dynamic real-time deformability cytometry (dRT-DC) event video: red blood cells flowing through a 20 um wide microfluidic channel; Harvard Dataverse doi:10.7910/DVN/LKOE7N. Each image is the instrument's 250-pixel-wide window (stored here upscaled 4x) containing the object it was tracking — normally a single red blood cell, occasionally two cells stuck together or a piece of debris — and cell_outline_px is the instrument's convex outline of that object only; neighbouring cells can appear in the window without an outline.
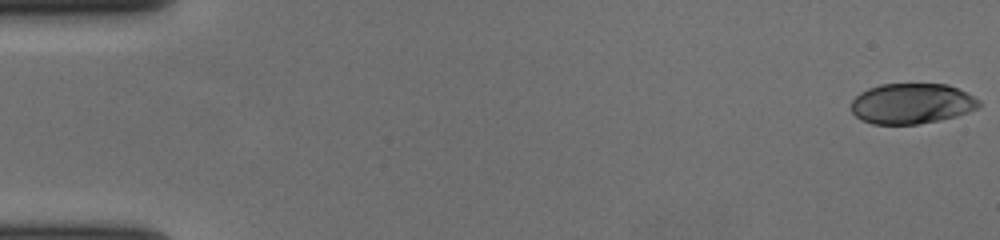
{"species": "human", "species_latin": "Homo sapiens", "temperature_condition": "cold", "stored_images_in_passage": 58, "camera_frame_rate_fps": 3000, "um_per_image_px": 0.085, "donor": {"sex": "female"}, "frame": {"image": 1, "passage_image": 1, "time_ms": 0.0, "image_size_px": [1000, 240], "cell_outline_px": [[980, 104], [976, 108], [968, 112], [956, 116], [940, 120], [916, 124], [872, 124], [860, 120], [852, 112], [852, 100], [860, 92], [868, 88], [880, 84], [948, 84], [980, 100]], "centroid_in_image_um": [77.46, 8.81], "position_along_channel_um": 7.5, "area_um2": 30.06}}
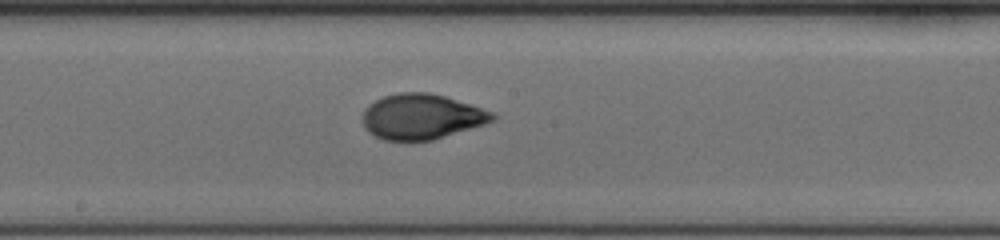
{"frame": {"image": 2, "passage_image": 32, "time_ms": 10.333, "image_size_px": [1000, 240], "cell_outline_px": [[496, 120], [484, 124], [432, 140], [384, 140], [368, 132], [364, 128], [364, 108], [368, 104], [384, 96], [400, 92], [428, 92], [444, 96], [492, 112], [496, 116]], "centroid_in_image_um": [35.81, 9.91], "position_along_channel_um": 212.4, "area_um2": 33.87}}
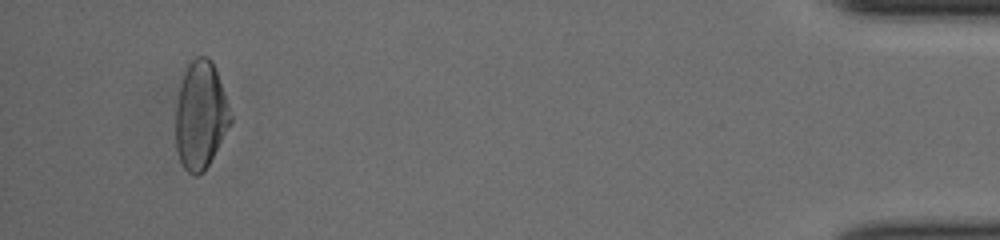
{"frame": {"image": 3, "passage_image": 55, "time_ms": 18.0, "image_size_px": [1000, 240], "cell_outline_px": [[232, 120], [204, 172], [196, 176], [188, 172], [184, 168], [180, 160], [176, 148], [176, 108], [180, 84], [184, 72], [188, 64], [196, 56], [208, 56], [212, 60], [232, 116]], "centroid_in_image_um": [17.03, 9.79], "position_along_channel_um": 418.2, "area_um2": 34.04}, "authors_computed_cell_mechanics": {"area_um2": 33.6685, "velocity_mm_per_s": 3.6479, "shape_relaxation_time_tau1_ms": 4.3398, "shape_relaxation_time_tau2_ms": 0.9602, "deformation_change_tau1": 0.1843, "deformation_change_tau2": 0.0524}}